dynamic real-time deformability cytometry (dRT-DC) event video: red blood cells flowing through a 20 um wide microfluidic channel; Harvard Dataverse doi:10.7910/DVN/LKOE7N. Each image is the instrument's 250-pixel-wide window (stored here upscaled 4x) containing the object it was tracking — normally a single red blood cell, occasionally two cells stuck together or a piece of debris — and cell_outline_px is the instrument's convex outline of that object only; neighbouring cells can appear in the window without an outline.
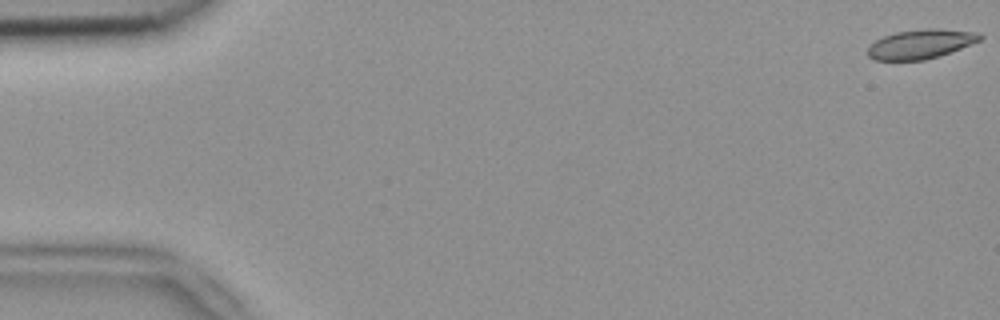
{"species": "common noctule bat (a hibernating species)", "species_latin": "Nyctalus noctula", "temperature_condition": "room temperature", "stored_images_in_passage": 54, "camera_frame_rate_fps": 3000, "um_per_image_px": 0.085, "animal": {"sex": "female", "body_mass_g": 18.4}, "frame": {"image": 1, "passage_image": 1, "time_ms": 0.0, "image_size_px": [1000, 320], "cell_outline_px": [[984, 36], [980, 40], [940, 56], [924, 60], [876, 60], [868, 56], [868, 48], [876, 40], [884, 36], [896, 32], [924, 28], [936, 28], [980, 32]], "centroid_in_image_um": [78.29, 3.73], "position_along_channel_um": 6.7, "area_um2": 19.13}}
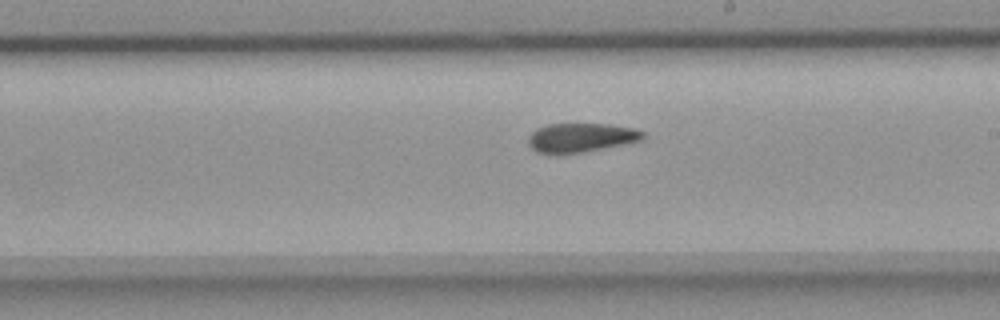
{"frame": {"image": 2, "passage_image": 31, "time_ms": 10.0, "image_size_px": [1000, 320], "cell_outline_px": [[644, 136], [640, 140], [560, 156], [556, 156], [536, 152], [528, 144], [528, 136], [536, 128], [548, 124], [608, 124], [632, 128], [644, 132]], "centroid_in_image_um": [49.26, 11.71], "position_along_channel_um": 239.7, "area_um2": 19.42}}
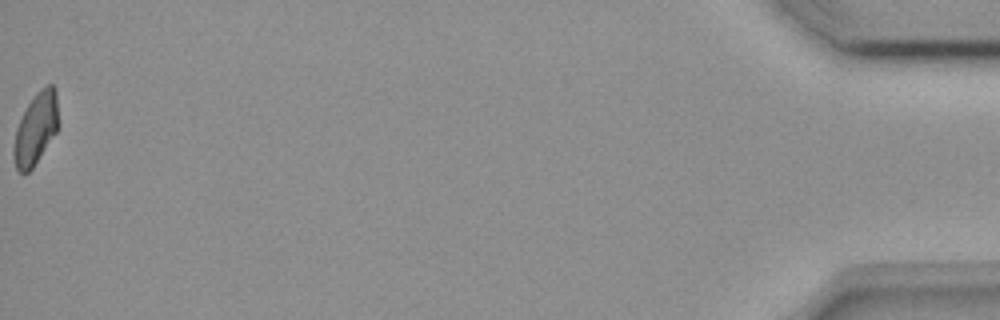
{"frame": {"image": 3, "passage_image": 54, "time_ms": 17.667, "image_size_px": [1000, 320], "cell_outline_px": [[56, 132], [32, 168], [28, 172], [20, 172], [16, 168], [12, 152], [12, 148], [16, 128], [28, 104], [40, 88], [48, 84], [52, 84], [56, 88]], "centroid_in_image_um": [3.0, 10.94], "position_along_channel_um": 432.2, "area_um2": 18.15}, "authors_computed_cell_mechanics": {"area_um2": 19.6231, "velocity_mm_per_s": 3.8212, "shape_relaxation_time_tau1_ms": 8.3758, "shape_relaxation_time_tau2_ms": 4.0014, "deformation_change_tau1": 0.1691, "deformation_change_tau2": 0.092}}